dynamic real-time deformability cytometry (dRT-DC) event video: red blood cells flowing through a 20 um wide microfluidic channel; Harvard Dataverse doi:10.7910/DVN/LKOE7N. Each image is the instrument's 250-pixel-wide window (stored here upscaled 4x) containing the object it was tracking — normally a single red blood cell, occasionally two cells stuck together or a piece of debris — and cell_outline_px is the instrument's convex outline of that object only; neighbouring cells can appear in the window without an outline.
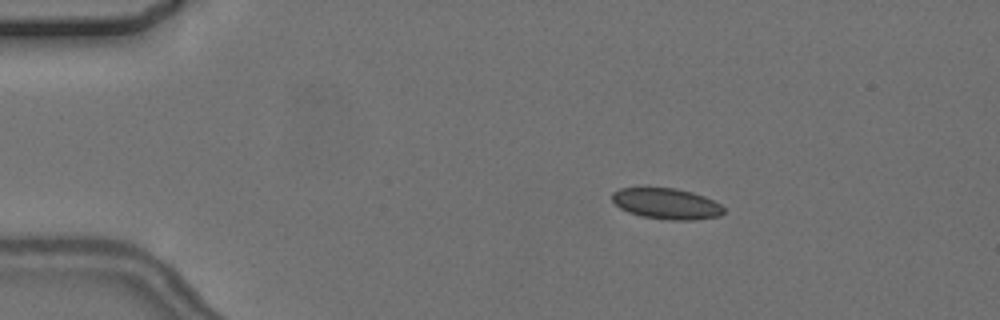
{"species": "common noctule bat (a hibernating species)", "species_latin": "Nyctalus noctula", "temperature_condition": "cold", "stored_images_in_passage": 6, "camera_frame_rate_fps": 3000, "um_per_image_px": 0.085, "animal": {"sex": "female", "body_mass_g": 24.6, "forearm_length_mm": 56.2}, "frame": {"image": 1, "passage_image": 4, "time_ms": 3.333, "image_size_px": [1000, 320], "cell_outline_px": [[724, 212], [720, 216], [692, 220], [672, 220], [644, 216], [628, 212], [620, 208], [612, 200], [612, 192], [620, 188], [676, 188], [692, 192], [704, 196], [720, 204], [724, 208]], "centroid_in_image_um": [56.66, 17.31], "position_along_channel_um": 28.3, "area_um2": 19.94}}